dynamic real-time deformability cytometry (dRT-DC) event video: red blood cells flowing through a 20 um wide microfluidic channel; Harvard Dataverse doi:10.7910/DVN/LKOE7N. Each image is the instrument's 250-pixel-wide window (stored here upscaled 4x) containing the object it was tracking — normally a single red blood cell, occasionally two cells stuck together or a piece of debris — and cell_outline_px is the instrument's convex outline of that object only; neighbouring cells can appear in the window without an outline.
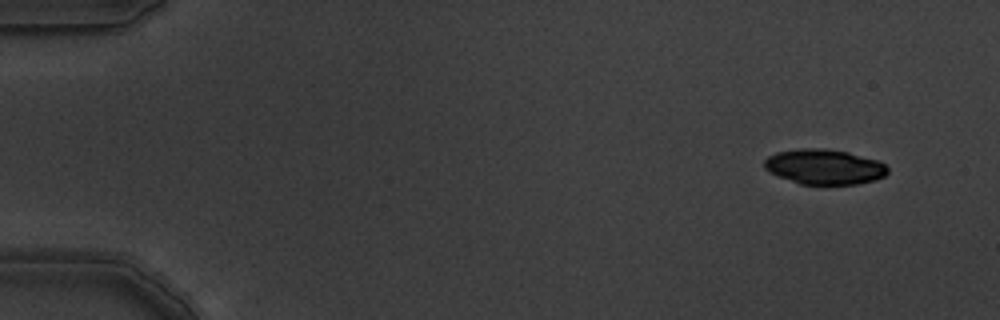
{"species": "common noctule bat (a hibernating species)", "species_latin": "Nyctalus noctula", "temperature_condition": "warm", "stored_images_in_passage": 5, "camera_frame_rate_fps": 3000, "um_per_image_px": 0.085, "animal": {"sex": "male", "body_mass_g": 19.5, "forearm_length_mm": 54.6}, "frame": {"image": 1, "passage_image": 1, "time_ms": 0.0, "image_size_px": [1000, 320], "cell_outline_px": [[888, 172], [884, 176], [876, 180], [856, 184], [800, 184], [780, 176], [764, 168], [764, 160], [768, 156], [776, 152], [800, 148], [824, 148], [848, 152], [876, 160], [884, 164], [888, 168]], "centroid_in_image_um": [70.07, 14.17], "position_along_channel_um": 14.9, "area_um2": 25.09}}
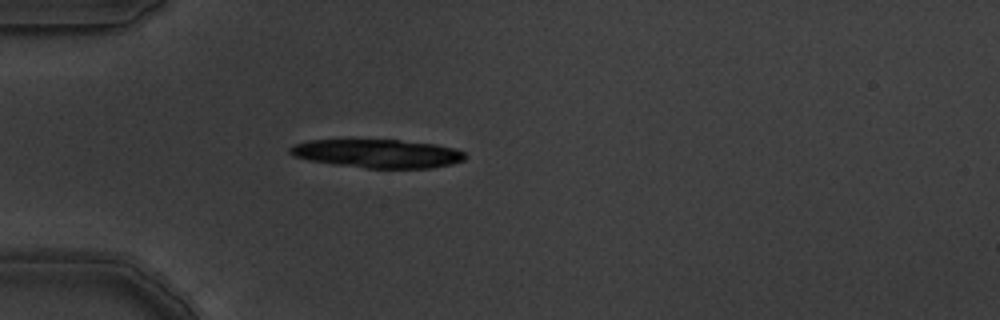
{"frame": {"image": 2, "passage_image": 5, "time_ms": 1.333, "image_size_px": [1000, 320], "cell_outline_px": [[464, 160], [452, 164], [432, 168], [364, 168], [332, 164], [308, 160], [292, 156], [288, 152], [288, 148], [292, 144], [308, 140], [400, 140], [436, 144], [456, 148], [464, 152]], "centroid_in_image_um": [32.06, 13.05], "position_along_channel_um": 52.9, "area_um2": 29.36}}